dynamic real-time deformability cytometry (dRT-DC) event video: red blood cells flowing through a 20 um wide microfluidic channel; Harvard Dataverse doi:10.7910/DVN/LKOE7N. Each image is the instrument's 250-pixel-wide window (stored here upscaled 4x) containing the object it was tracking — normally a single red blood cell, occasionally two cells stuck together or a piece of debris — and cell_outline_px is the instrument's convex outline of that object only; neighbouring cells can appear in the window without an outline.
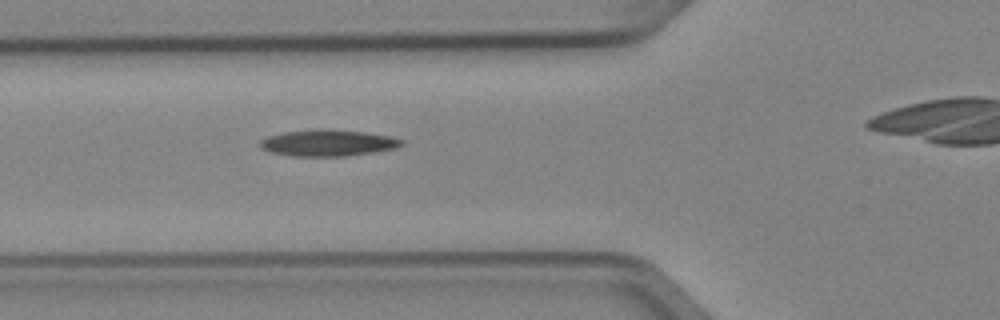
{"species": "Egyptian fruit bat (a non-hibernating species)", "species_latin": "Rousettus aegyptiacus", "temperature_condition": "cold", "stored_images_in_passage": 4, "camera_frame_rate_fps": 3000, "um_per_image_px": 0.085, "animal": {"sex": "female"}, "frame": {"image": 1, "passage_image": 3, "time_ms": 0.667, "image_size_px": [1000, 320], "cell_outline_px": [[404, 144], [396, 148], [376, 152], [348, 156], [292, 156], [272, 152], [260, 148], [260, 140], [268, 136], [284, 132], [320, 128], [328, 128], [364, 132], [392, 136], [404, 140]], "centroid_in_image_um": [27.92, 12.14], "position_along_channel_um": 97.9, "area_um2": 22.08}}